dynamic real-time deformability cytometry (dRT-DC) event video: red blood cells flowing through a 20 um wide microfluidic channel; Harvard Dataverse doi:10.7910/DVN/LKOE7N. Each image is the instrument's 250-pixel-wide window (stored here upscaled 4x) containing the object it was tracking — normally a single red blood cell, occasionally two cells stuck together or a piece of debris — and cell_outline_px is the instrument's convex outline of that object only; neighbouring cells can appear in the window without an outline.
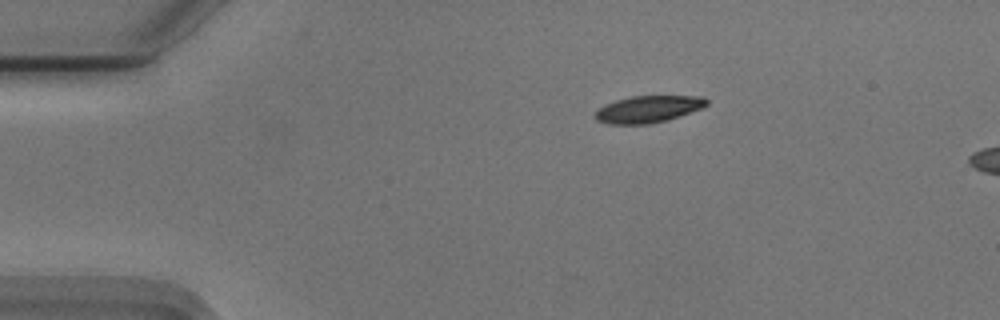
{"species": "Egyptian fruit bat (a non-hibernating species)", "species_latin": "Rousettus aegyptiacus", "temperature_condition": "cold", "stored_images_in_passage": 6, "camera_frame_rate_fps": 3000, "um_per_image_px": 0.085, "animal": {"sex": "male"}, "frame": {"image": 1, "passage_image": 1, "time_ms": 0.0, "image_size_px": [1000, 320], "cell_outline_px": [[708, 104], [704, 108], [668, 120], [648, 124], [608, 124], [596, 120], [596, 112], [604, 104], [616, 100], [632, 96], [704, 96], [708, 100]], "centroid_in_image_um": [55.14, 9.27], "position_along_channel_um": 29.9, "area_um2": 17.57}}